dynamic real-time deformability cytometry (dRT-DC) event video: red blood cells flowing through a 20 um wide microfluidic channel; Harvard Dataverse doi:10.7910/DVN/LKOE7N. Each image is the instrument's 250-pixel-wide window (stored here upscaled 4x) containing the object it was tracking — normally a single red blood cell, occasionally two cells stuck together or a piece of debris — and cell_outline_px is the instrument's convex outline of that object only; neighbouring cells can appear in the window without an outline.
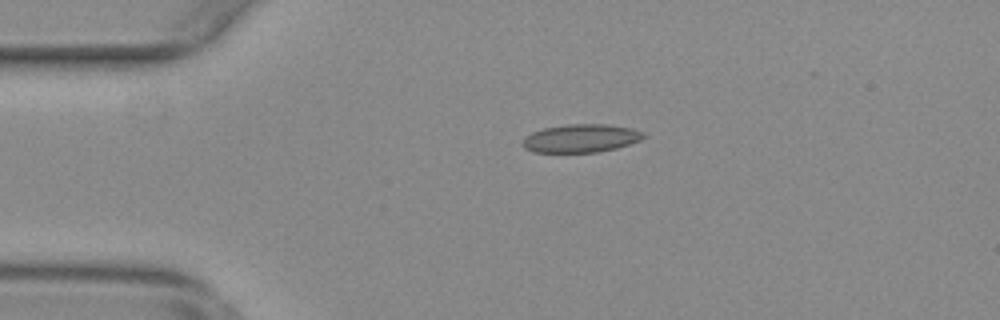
{"species": "common noctule bat (a hibernating species)", "species_latin": "Nyctalus noctula", "temperature_condition": "warm", "stored_images_in_passage": 55, "camera_frame_rate_fps": 3000, "um_per_image_px": 0.085, "animal": {"sex": "female", "body_mass_g": 29.2, "forearm_length_mm": 56.3}, "frame": {"image": 1, "passage_image": 12, "time_ms": 3.667, "image_size_px": [1000, 320], "cell_outline_px": [[644, 136], [640, 140], [616, 148], [596, 152], [532, 152], [524, 148], [520, 144], [520, 140], [524, 136], [532, 132], [544, 128], [568, 124], [608, 124], [632, 128], [644, 132]], "centroid_in_image_um": [49.31, 11.75], "position_along_channel_um": 35.7, "area_um2": 20.0}}
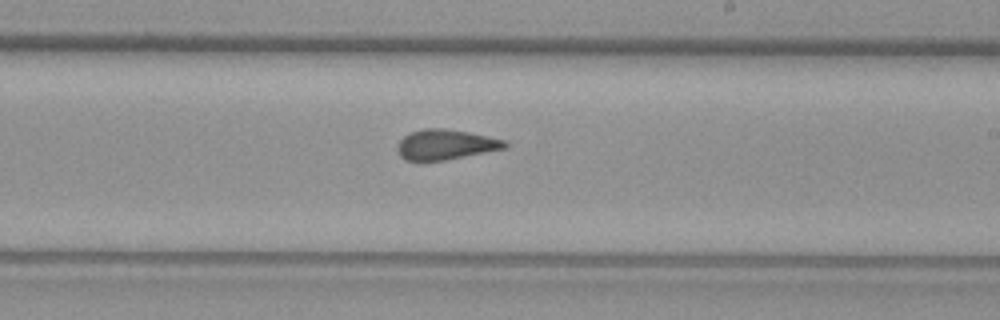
{"frame": {"image": 2, "passage_image": 32, "time_ms": 10.333, "image_size_px": [1000, 320], "cell_outline_px": [[508, 144], [504, 148], [444, 160], [404, 160], [396, 152], [396, 148], [400, 140], [404, 136], [412, 132], [424, 128], [444, 128], [468, 132], [504, 140]], "centroid_in_image_um": [37.81, 12.28], "position_along_channel_um": 251.2, "area_um2": 18.55}}
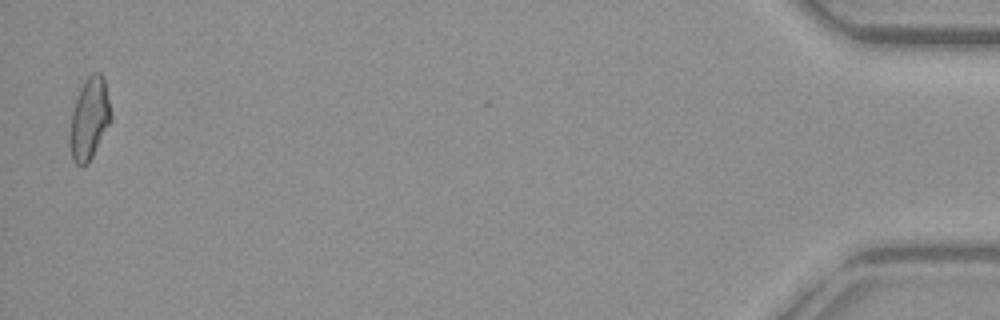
{"frame": {"image": 3, "passage_image": 54, "time_ms": 17.667, "image_size_px": [1000, 320], "cell_outline_px": [[112, 120], [92, 156], [84, 164], [76, 164], [72, 156], [68, 140], [68, 136], [72, 112], [76, 100], [88, 76], [92, 72], [100, 72], [104, 76], [112, 116]], "centroid_in_image_um": [7.61, 10.07], "position_along_channel_um": 427.6, "area_um2": 19.31}, "authors_computed_cell_mechanics": {"area_um2": 19.1318, "velocity_mm_per_s": 3.76, "shape_relaxation_time_tau1_ms": null, "shape_relaxation_time_tau2_ms": 1.1572, "deformation_change_tau1": null, "deformation_change_tau2": 0.0961}}